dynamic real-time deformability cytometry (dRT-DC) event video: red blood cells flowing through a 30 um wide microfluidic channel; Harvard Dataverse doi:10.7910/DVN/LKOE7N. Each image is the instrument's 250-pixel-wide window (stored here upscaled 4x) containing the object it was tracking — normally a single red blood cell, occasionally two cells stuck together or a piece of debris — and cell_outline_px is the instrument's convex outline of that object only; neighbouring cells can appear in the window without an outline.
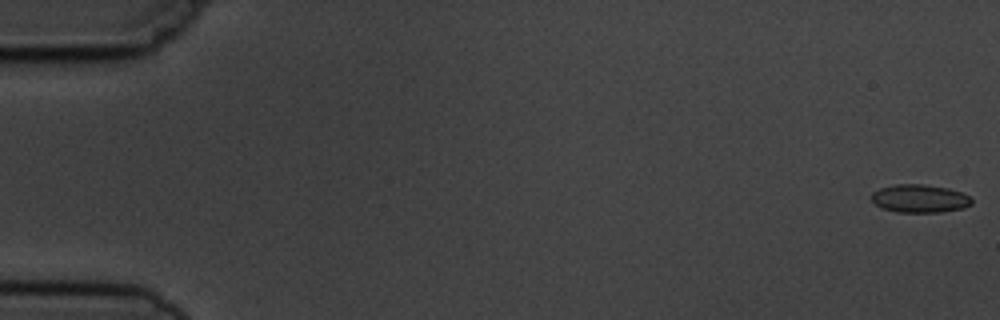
{"species": "common noctule bat (a hibernating species)", "species_latin": "Nyctalus noctula", "temperature_condition": "cold", "stored_images_in_passage": 9, "camera_frame_rate_fps": 3000, "um_per_image_px": 0.085, "animal": {"sex": "male", "body_mass_g": 19.5, "forearm_length_mm": 54.6}, "frame": {"image": 1, "passage_image": 1, "time_ms": 0.0, "image_size_px": [1000, 320], "cell_outline_px": [[972, 204], [964, 208], [940, 212], [896, 212], [880, 208], [872, 200], [872, 192], [880, 188], [896, 184], [924, 184], [948, 188], [960, 192], [968, 196], [972, 200]], "centroid_in_image_um": [78.16, 16.88], "position_along_channel_um": 6.8, "area_um2": 16.42}}
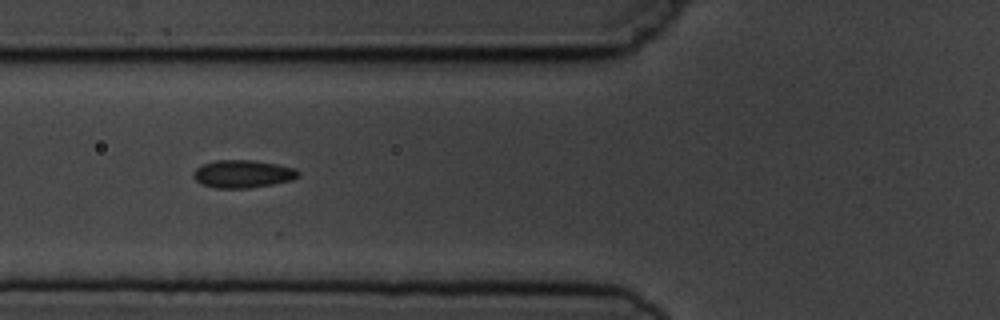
{"frame": {"image": 2, "passage_image": 7, "time_ms": 6.667, "image_size_px": [1000, 320], "cell_outline_px": [[300, 176], [292, 180], [272, 184], [248, 188], [216, 188], [204, 184], [196, 180], [192, 176], [192, 172], [196, 168], [204, 164], [216, 160], [252, 160], [276, 164], [296, 168], [300, 172]], "centroid_in_image_um": [20.66, 14.78], "position_along_channel_um": 105.1, "area_um2": 16.94}}
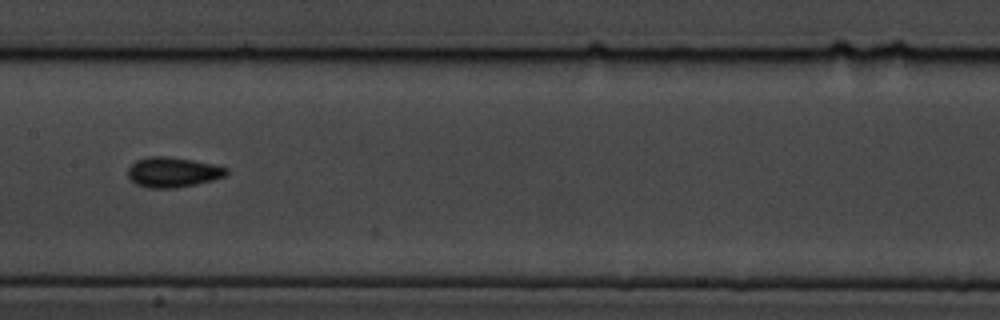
{"frame": {"image": 3, "passage_image": 9, "time_ms": 9.0, "image_size_px": [1000, 320], "cell_outline_px": [[228, 172], [224, 176], [212, 180], [196, 184], [176, 188], [148, 188], [136, 184], [128, 176], [128, 168], [136, 160], [148, 156], [164, 156], [192, 160], [216, 164], [228, 168]], "centroid_in_image_um": [14.69, 14.63], "position_along_channel_um": 192.7, "area_um2": 17.28}}